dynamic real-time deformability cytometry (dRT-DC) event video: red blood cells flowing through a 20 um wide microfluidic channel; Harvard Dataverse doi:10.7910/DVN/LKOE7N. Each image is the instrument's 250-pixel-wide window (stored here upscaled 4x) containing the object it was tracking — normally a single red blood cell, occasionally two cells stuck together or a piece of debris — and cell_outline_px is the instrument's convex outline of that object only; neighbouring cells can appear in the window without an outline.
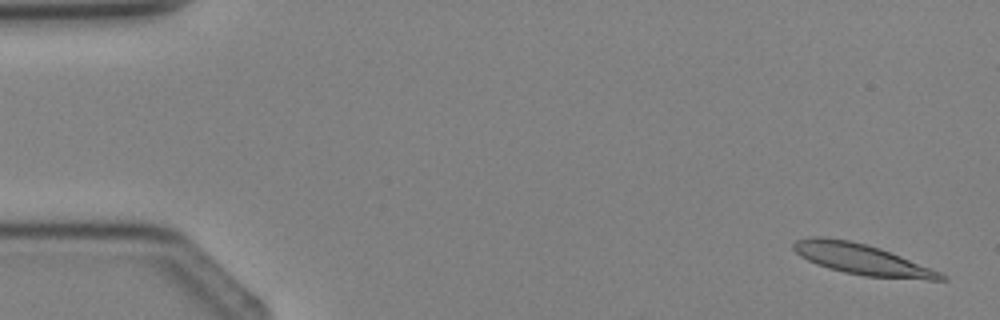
{"species": "Egyptian fruit bat (a non-hibernating species)", "species_latin": "Rousettus aegyptiacus", "temperature_condition": "cold", "stored_images_in_passage": 4, "camera_frame_rate_fps": 3000, "um_per_image_px": 0.085, "animal": {"sex": "female"}, "frame": {"image": 1, "passage_image": 1, "time_ms": 0.0, "image_size_px": [1000, 320], "cell_outline_px": [[948, 280], [928, 280], [864, 276], [844, 272], [828, 268], [816, 264], [800, 256], [792, 248], [792, 244], [796, 240], [808, 236], [824, 236], [848, 240], [868, 244], [880, 248], [940, 272], [948, 276]], "centroid_in_image_um": [73.23, 22.03], "position_along_channel_um": 11.8, "area_um2": 26.47}}
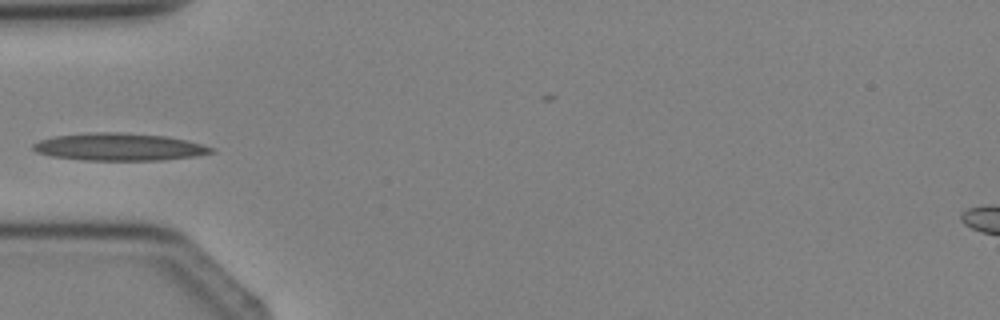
{"frame": {"image": 2, "passage_image": 4, "time_ms": 3.667, "image_size_px": [1000, 320], "cell_outline_px": [[216, 152], [196, 156], [160, 160], [84, 160], [52, 156], [36, 152], [32, 148], [32, 144], [40, 140], [56, 136], [88, 132], [120, 132], [164, 136], [184, 140], [200, 144], [212, 148]], "centroid_in_image_um": [10.09, 12.49], "position_along_channel_um": 74.9, "area_um2": 28.26}}